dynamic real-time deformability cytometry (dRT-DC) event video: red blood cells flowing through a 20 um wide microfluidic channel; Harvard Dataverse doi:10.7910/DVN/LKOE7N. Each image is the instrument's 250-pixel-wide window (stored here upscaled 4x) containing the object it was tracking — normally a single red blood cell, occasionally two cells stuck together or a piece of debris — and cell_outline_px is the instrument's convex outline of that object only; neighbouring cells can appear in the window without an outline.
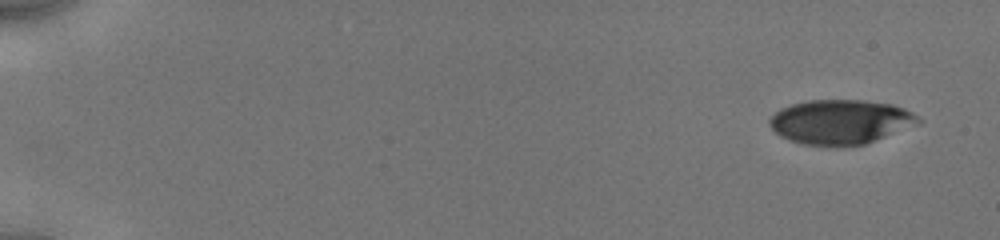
{"species": "human", "species_latin": "Homo sapiens", "temperature_condition": "cold", "stored_images_in_passage": 14, "camera_frame_rate_fps": 3000, "um_per_image_px": 0.085, "donor": {"sex": "male"}, "frame": {"image": 1, "passage_image": 1, "time_ms": 0.0, "image_size_px": [1000, 240], "cell_outline_px": [[924, 120], [920, 124], [864, 144], [836, 148], [804, 144], [788, 140], [780, 136], [768, 124], [768, 120], [780, 108], [792, 104], [808, 100], [864, 100], [892, 104], [904, 108], [920, 116]], "centroid_in_image_um": [71.47, 10.37], "position_along_channel_um": 13.5, "area_um2": 39.19}}
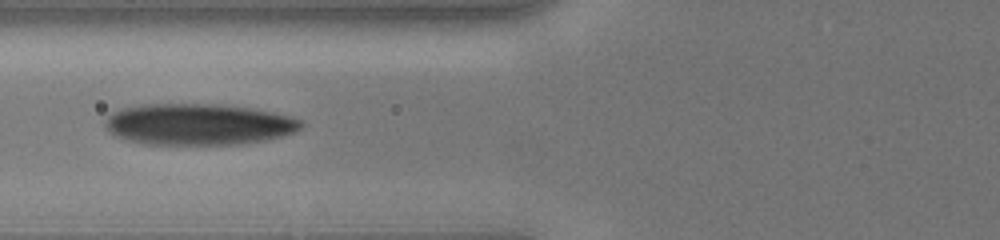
{"frame": {"image": 2, "passage_image": 8, "time_ms": 6.667, "image_size_px": [1000, 240], "cell_outline_px": [[304, 124], [296, 132], [264, 140], [240, 144], [144, 144], [128, 140], [116, 136], [108, 132], [104, 128], [104, 120], [112, 112], [120, 108], [140, 104], [228, 104], [256, 108], [276, 112], [292, 116], [304, 120]], "centroid_in_image_um": [16.88, 10.54], "position_along_channel_um": 108.9, "area_um2": 47.97}}
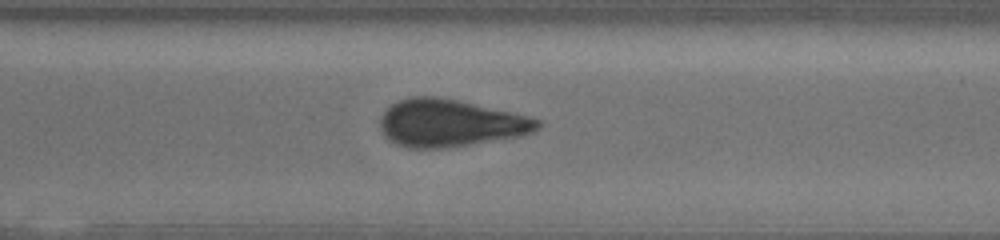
{"frame": {"image": 3, "passage_image": 14, "time_ms": 12.333, "image_size_px": [1000, 240], "cell_outline_px": [[544, 124], [540, 128], [532, 132], [516, 136], [444, 148], [408, 148], [396, 144], [388, 140], [384, 136], [380, 128], [380, 116], [392, 104], [400, 100], [416, 96], [436, 96], [456, 100], [512, 112], [528, 116], [540, 120]], "centroid_in_image_um": [38.23, 10.46], "position_along_channel_um": 332.4, "area_um2": 43.06}}